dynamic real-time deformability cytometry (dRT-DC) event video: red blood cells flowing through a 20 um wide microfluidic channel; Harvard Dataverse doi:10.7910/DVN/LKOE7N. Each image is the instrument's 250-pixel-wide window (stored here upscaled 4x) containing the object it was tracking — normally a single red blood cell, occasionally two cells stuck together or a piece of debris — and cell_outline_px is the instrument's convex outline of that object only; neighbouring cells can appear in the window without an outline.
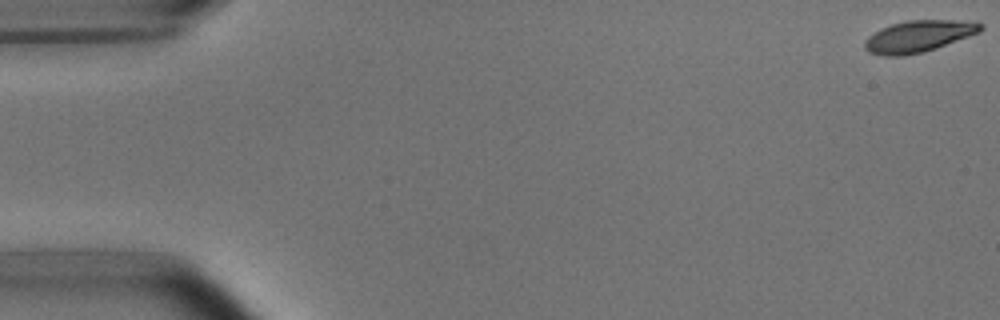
{"species": "common noctule bat (a hibernating species)", "species_latin": "Nyctalus noctula", "temperature_condition": "room temperature", "stored_images_in_passage": 53, "camera_frame_rate_fps": 3000, "um_per_image_px": 0.085, "animal": {"sex": "male", "body_mass_g": 15.6}, "frame": {"image": 1, "passage_image": 1, "time_ms": 0.0, "image_size_px": [1000, 320], "cell_outline_px": [[984, 28], [980, 32], [936, 48], [924, 52], [904, 56], [880, 56], [868, 52], [864, 48], [864, 40], [868, 36], [880, 28], [892, 24], [908, 20], [952, 20], [984, 24]], "centroid_in_image_um": [78.02, 3.1], "position_along_channel_um": 7.0, "area_um2": 21.44}}
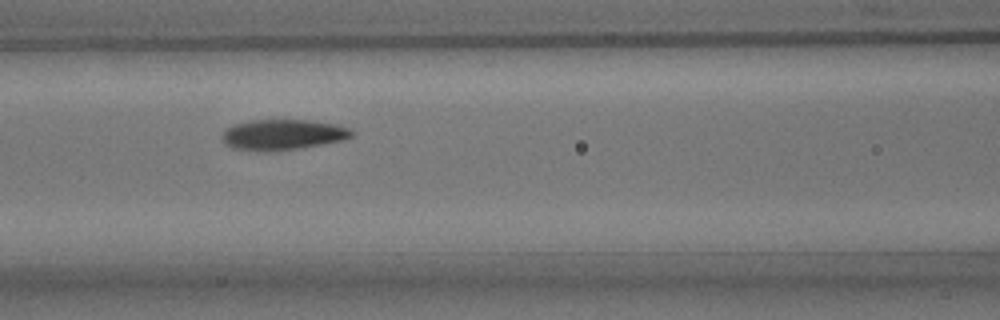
{"frame": {"image": 2, "passage_image": 23, "time_ms": 7.333, "image_size_px": [1000, 320], "cell_outline_px": [[356, 132], [352, 136], [344, 140], [296, 148], [232, 148], [220, 136], [232, 124], [252, 120], [308, 120], [336, 124], [352, 128]], "centroid_in_image_um": [24.14, 11.38], "position_along_channel_um": 142.5, "area_um2": 22.08}}
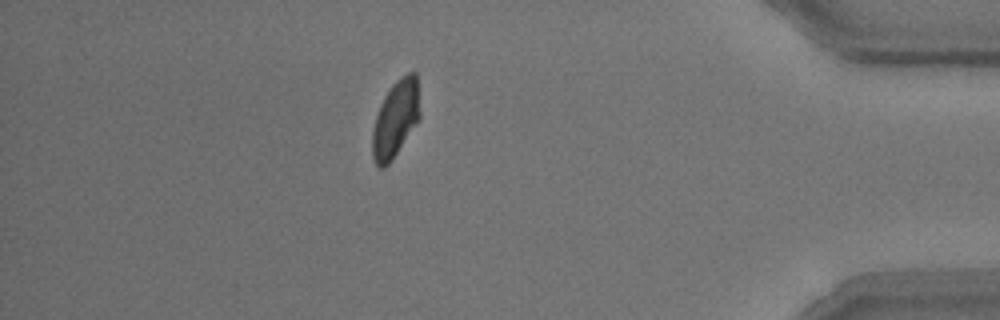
{"frame": {"image": 3, "passage_image": 47, "time_ms": 15.333, "image_size_px": [1000, 320], "cell_outline_px": [[420, 120], [392, 160], [384, 168], [376, 168], [372, 156], [372, 132], [376, 116], [380, 104], [384, 96], [392, 84], [400, 76], [408, 72], [416, 72], [420, 112]], "centroid_in_image_um": [33.62, 10.12], "position_along_channel_um": 401.6, "area_um2": 21.62}, "authors_computed_cell_mechanics": {"area_um2": 22.0796, "velocity_mm_per_s": 3.7568, "shape_relaxation_time_tau1_ms": 3.1487, "shape_relaxation_time_tau2_ms": 1.8426, "deformation_change_tau1": 0.1381, "deformation_change_tau2": 0.0548}}